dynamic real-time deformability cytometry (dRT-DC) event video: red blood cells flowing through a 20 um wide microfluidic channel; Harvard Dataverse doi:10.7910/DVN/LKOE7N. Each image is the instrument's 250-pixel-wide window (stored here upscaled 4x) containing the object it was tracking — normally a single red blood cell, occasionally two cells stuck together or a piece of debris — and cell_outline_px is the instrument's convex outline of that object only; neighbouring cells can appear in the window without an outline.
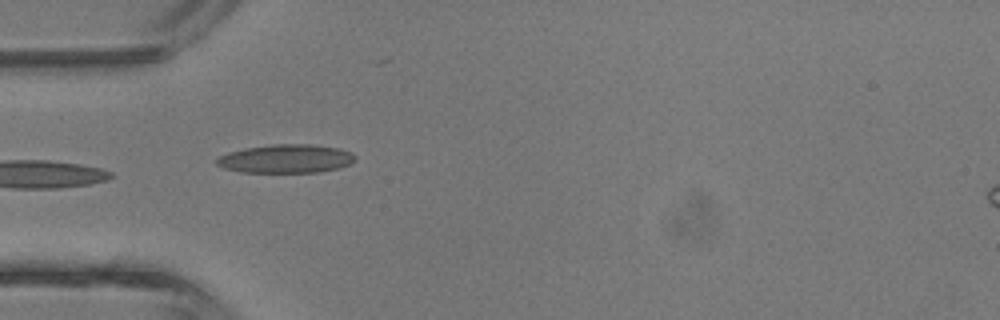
{"species": "common noctule bat (a hibernating species)", "species_latin": "Nyctalus noctula", "temperature_condition": "room temperature", "stored_images_in_passage": 20, "camera_frame_rate_fps": 3000, "um_per_image_px": 0.085, "animal": {"sex": "male", "body_mass_g": 13.3}, "frame": {"image": 1, "passage_image": 1, "time_ms": 0.0, "image_size_px": [1000, 320], "cell_outline_px": [[356, 160], [348, 164], [336, 168], [316, 172], [240, 172], [224, 168], [216, 164], [216, 160], [220, 156], [228, 152], [244, 148], [272, 144], [308, 144], [340, 148], [352, 152], [356, 156]], "centroid_in_image_um": [24.3, 13.48], "position_along_channel_um": 60.7, "area_um2": 23.0}}